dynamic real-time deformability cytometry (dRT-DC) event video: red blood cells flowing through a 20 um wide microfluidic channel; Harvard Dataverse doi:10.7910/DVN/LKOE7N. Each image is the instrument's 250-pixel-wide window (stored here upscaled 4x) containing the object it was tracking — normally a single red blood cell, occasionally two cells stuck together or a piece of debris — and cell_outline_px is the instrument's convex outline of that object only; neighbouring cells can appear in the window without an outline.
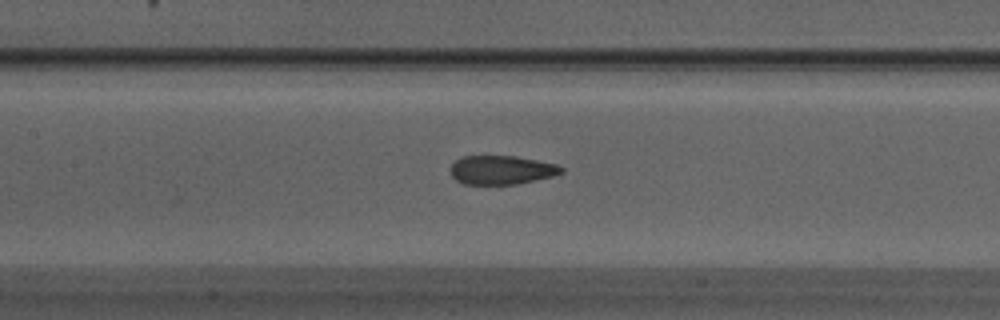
{"species": "Egyptian fruit bat (a non-hibernating species)", "species_latin": "Rousettus aegyptiacus", "temperature_condition": "warm", "stored_images_in_passage": 15, "camera_frame_rate_fps": 3000, "um_per_image_px": 0.085, "animal": {"sex": "male"}, "frame": {"image": 1, "passage_image": 13, "time_ms": 4.0, "image_size_px": [1000, 320], "cell_outline_px": [[564, 172], [552, 176], [536, 180], [516, 184], [464, 184], [456, 180], [452, 176], [452, 164], [460, 156], [516, 156], [556, 164], [564, 168]], "centroid_in_image_um": [42.64, 14.44], "position_along_channel_um": 164.8, "area_um2": 18.55}}